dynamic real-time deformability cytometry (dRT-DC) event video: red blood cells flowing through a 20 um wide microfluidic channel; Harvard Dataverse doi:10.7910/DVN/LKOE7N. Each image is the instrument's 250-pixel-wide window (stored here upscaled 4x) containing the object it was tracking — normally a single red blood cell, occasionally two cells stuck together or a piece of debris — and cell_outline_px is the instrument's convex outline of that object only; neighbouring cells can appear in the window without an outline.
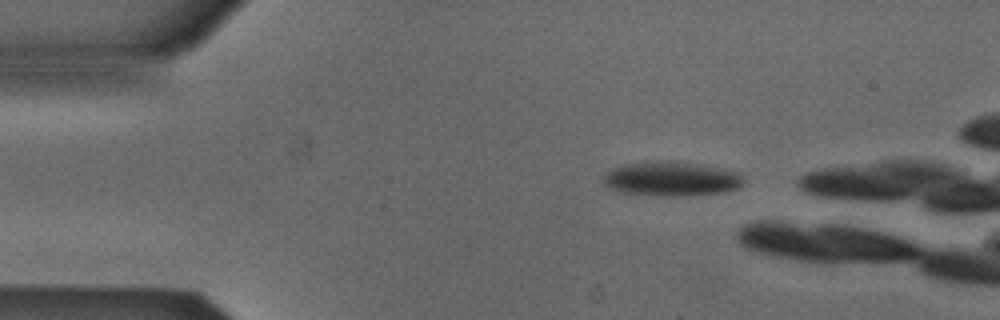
{"species": "Egyptian fruit bat (a non-hibernating species)", "species_latin": "Rousettus aegyptiacus", "temperature_condition": "cold", "stored_images_in_passage": 5, "camera_frame_rate_fps": 3000, "um_per_image_px": 0.085, "animal": {"sex": "male"}, "frame": {"image": 1, "passage_image": 1, "time_ms": 0.0, "image_size_px": [1000, 320], "cell_outline_px": [[744, 184], [736, 188], [724, 192], [688, 196], [668, 196], [620, 192], [608, 188], [604, 184], [604, 176], [612, 168], [624, 164], [700, 164], [740, 172], [744, 176]], "centroid_in_image_um": [57.13, 15.26], "position_along_channel_um": 27.9, "area_um2": 27.17}}